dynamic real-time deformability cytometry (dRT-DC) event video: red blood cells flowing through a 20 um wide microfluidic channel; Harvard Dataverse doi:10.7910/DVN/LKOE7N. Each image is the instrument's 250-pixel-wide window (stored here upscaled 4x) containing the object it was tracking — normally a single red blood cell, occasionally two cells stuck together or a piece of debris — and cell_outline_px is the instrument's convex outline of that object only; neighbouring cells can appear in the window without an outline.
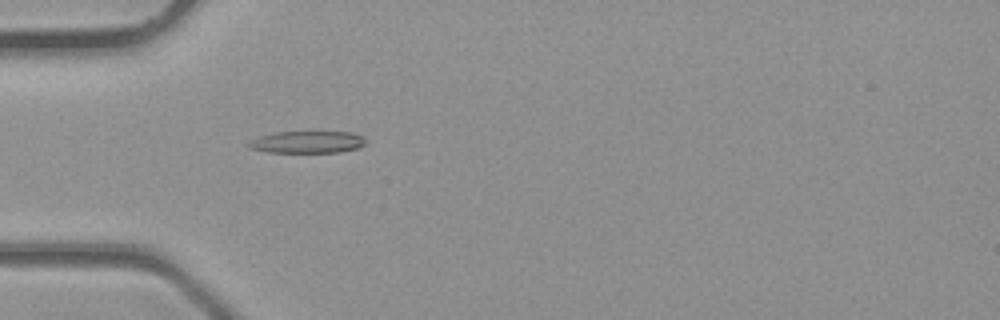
{"species": "common noctule bat (a hibernating species)", "species_latin": "Nyctalus noctula", "temperature_condition": "room temperature", "stored_images_in_passage": 27, "camera_frame_rate_fps": 3000, "um_per_image_px": 0.085, "animal": {"sex": "male", "body_mass_g": 23.1, "forearm_length_mm": 52.7}, "frame": {"image": 1, "passage_image": 1, "time_ms": 0.0, "image_size_px": [1000, 320], "cell_outline_px": [[368, 144], [360, 148], [340, 152], [268, 152], [248, 148], [244, 144], [248, 140], [260, 136], [276, 132], [352, 132], [364, 136], [368, 140]], "centroid_in_image_um": [26.15, 12.08], "position_along_channel_um": 58.8, "area_um2": 15.43}}
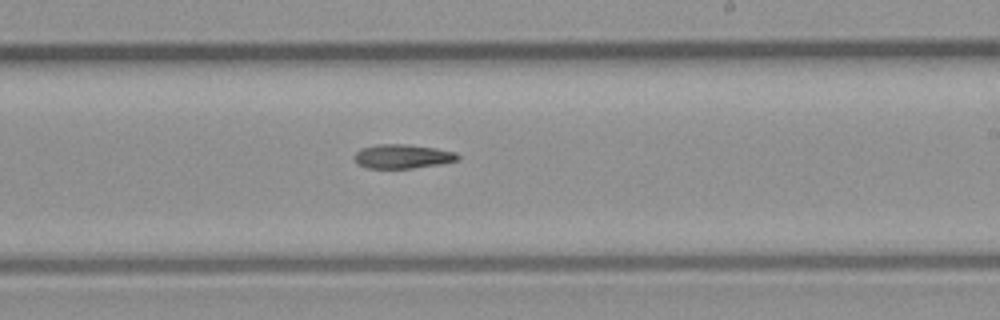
{"frame": {"image": 2, "passage_image": 12, "time_ms": 3.667, "image_size_px": [1000, 320], "cell_outline_px": [[460, 160], [412, 168], [364, 168], [356, 164], [352, 156], [360, 148], [380, 144], [408, 144], [436, 148], [456, 152], [460, 156]], "centroid_in_image_um": [34.17, 13.29], "position_along_channel_um": 254.8, "area_um2": 14.68}}
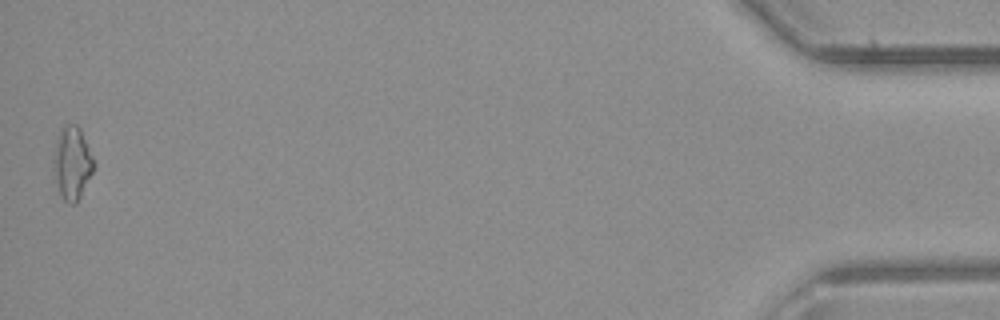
{"frame": {"image": 3, "passage_image": 27, "time_ms": 8.667, "image_size_px": [1000, 320], "cell_outline_px": [[92, 172], [76, 204], [68, 204], [60, 196], [52, 168], [52, 160], [56, 136], [60, 128], [64, 124], [76, 124], [80, 128], [92, 156]], "centroid_in_image_um": [6.06, 13.84], "position_along_channel_um": 429.1, "area_um2": 17.17}}